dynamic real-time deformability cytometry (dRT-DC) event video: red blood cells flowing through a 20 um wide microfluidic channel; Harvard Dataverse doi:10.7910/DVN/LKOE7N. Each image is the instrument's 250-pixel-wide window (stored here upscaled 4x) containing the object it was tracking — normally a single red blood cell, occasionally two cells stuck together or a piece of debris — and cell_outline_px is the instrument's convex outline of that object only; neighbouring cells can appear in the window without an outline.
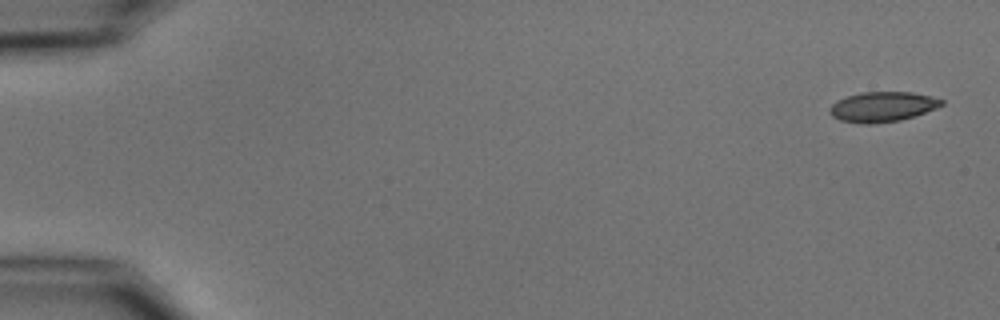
{"species": "common noctule bat (a hibernating species)", "species_latin": "Nyctalus noctula", "temperature_condition": "cold", "stored_images_in_passage": 5, "camera_frame_rate_fps": 3000, "um_per_image_px": 0.085, "animal": {"sex": "male", "body_mass_g": 15.6}, "frame": {"image": 1, "passage_image": 1, "time_ms": 0.0, "image_size_px": [1000, 320], "cell_outline_px": [[944, 104], [936, 108], [900, 120], [872, 124], [860, 124], [840, 120], [832, 116], [828, 112], [828, 108], [836, 100], [860, 92], [912, 92], [944, 100]], "centroid_in_image_um": [74.95, 9.08], "position_along_channel_um": 10.0, "area_um2": 19.54}}
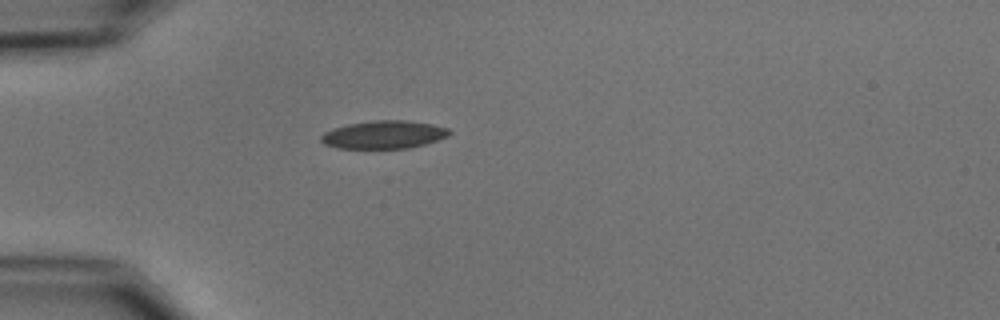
{"frame": {"image": 2, "passage_image": 5, "time_ms": 4.667, "image_size_px": [1000, 320], "cell_outline_px": [[452, 132], [448, 136], [424, 144], [408, 148], [336, 148], [324, 144], [320, 140], [320, 136], [324, 132], [332, 128], [348, 124], [372, 120], [408, 120], [432, 124], [448, 128]], "centroid_in_image_um": [32.6, 11.44], "position_along_channel_um": 52.4, "area_um2": 20.98}}